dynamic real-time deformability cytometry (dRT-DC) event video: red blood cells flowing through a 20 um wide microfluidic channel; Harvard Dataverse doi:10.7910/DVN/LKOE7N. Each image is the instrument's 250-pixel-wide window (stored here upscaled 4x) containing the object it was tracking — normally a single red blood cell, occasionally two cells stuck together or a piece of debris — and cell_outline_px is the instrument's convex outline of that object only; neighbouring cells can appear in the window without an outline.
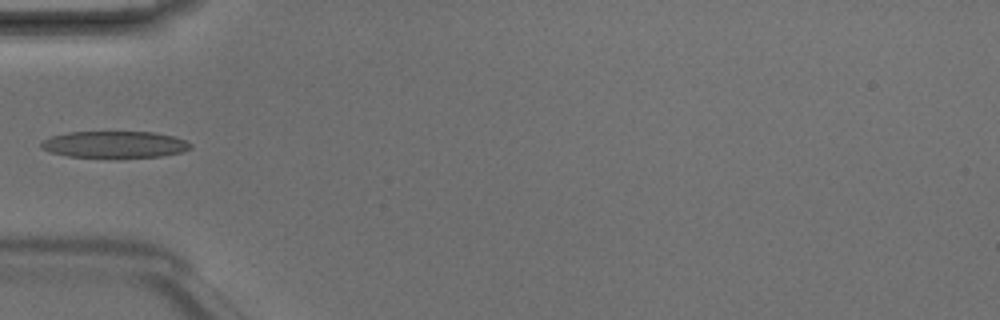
{"species": "Egyptian fruit bat (a non-hibernating species)", "species_latin": "Rousettus aegyptiacus", "temperature_condition": "room temperature", "stored_images_in_passage": 4, "camera_frame_rate_fps": 3000, "um_per_image_px": 0.085, "animal": {"sex": "male"}, "frame": {"image": 1, "passage_image": 4, "time_ms": 1.0, "image_size_px": [1000, 320], "cell_outline_px": [[192, 148], [180, 152], [160, 156], [120, 160], [68, 156], [52, 152], [40, 148], [40, 144], [44, 140], [52, 136], [68, 132], [152, 132], [172, 136], [184, 140], [192, 144]], "centroid_in_image_um": [9.74, 12.32], "position_along_channel_um": 75.3, "area_um2": 23.87}}